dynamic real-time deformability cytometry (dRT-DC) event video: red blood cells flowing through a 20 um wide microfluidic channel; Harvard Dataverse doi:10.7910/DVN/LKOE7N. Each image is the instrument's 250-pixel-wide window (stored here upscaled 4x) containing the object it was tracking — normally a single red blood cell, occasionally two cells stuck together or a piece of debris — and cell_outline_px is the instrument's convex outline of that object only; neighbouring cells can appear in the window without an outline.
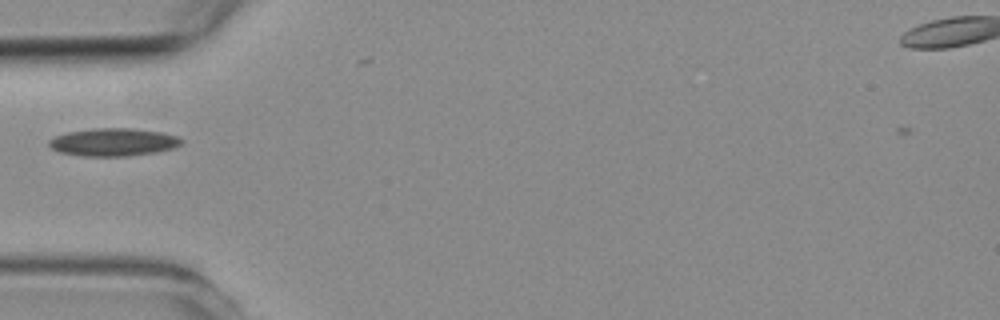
{"species": "common noctule bat (a hibernating species)", "species_latin": "Nyctalus noctula", "temperature_condition": "room temperature", "stored_images_in_passage": 1, "camera_frame_rate_fps": 3000, "um_per_image_px": 0.085, "animal": {"sex": "female", "body_mass_g": 19.3, "forearm_length_mm": 54.1}, "frame": {"image": 1, "passage_image": 1, "time_ms": 0.0, "image_size_px": [1000, 320], "cell_outline_px": [[184, 140], [180, 144], [172, 148], [156, 152], [128, 156], [80, 156], [60, 152], [52, 148], [48, 144], [48, 140], [56, 136], [68, 132], [96, 128], [132, 128], [160, 132], [176, 136]], "centroid_in_image_um": [9.62, 12.08], "position_along_channel_um": 75.4, "area_um2": 21.33}}